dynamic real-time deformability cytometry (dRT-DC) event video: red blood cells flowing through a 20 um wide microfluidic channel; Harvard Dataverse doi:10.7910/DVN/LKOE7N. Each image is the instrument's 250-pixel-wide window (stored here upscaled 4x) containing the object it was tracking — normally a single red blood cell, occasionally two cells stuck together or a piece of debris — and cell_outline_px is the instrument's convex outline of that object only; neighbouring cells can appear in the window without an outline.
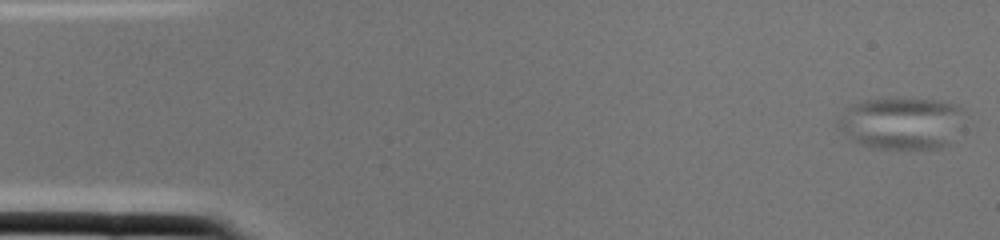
{"species": "common noctule bat (a hibernating species)", "species_latin": "Nyctalus noctula", "temperature_condition": "cold", "stored_images_in_passage": 2, "camera_frame_rate_fps": 3000, "um_per_image_px": 0.085, "animal": {"sex": "female", "body_mass_g": 22.0, "forearm_length_mm": 56.7}, "frame": {"image": 1, "passage_image": 1, "time_ms": 0.0, "image_size_px": [1000, 240], "cell_outline_px": [[960, 112], [948, 144], [944, 148], [916, 152], [872, 148], [860, 144], [852, 140], [836, 128], [836, 120], [852, 104], [864, 100], [892, 96], [940, 100], [956, 104], [960, 108]], "centroid_in_image_um": [76.51, 10.49], "position_along_channel_um": 8.5, "area_um2": 39.25}}